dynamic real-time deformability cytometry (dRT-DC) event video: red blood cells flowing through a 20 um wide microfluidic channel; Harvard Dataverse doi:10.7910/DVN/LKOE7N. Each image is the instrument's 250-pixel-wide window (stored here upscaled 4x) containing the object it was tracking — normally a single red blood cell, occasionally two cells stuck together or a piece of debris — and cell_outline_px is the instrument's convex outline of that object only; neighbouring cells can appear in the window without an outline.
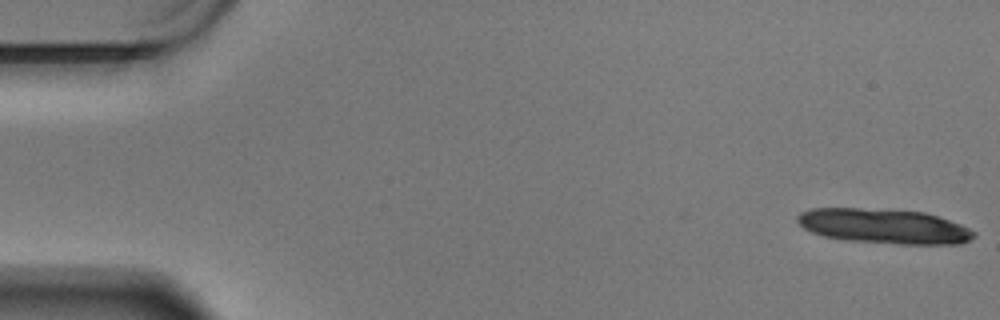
{"species": "Egyptian fruit bat (a non-hibernating species)", "species_latin": "Rousettus aegyptiacus", "temperature_condition": "warm", "stored_images_in_passage": 15, "camera_frame_rate_fps": 3000, "um_per_image_px": 0.085, "animal": {"sex": "male"}, "frame": {"image": 1, "passage_image": 1, "time_ms": 0.0, "image_size_px": [1000, 320], "cell_outline_px": [[976, 236], [960, 244], [900, 244], [844, 240], [824, 236], [812, 232], [804, 228], [796, 220], [796, 216], [800, 212], [812, 208], [860, 208], [924, 212], [960, 224], [976, 232]], "centroid_in_image_um": [75.11, 19.23], "position_along_channel_um": 9.9, "area_um2": 35.66}}